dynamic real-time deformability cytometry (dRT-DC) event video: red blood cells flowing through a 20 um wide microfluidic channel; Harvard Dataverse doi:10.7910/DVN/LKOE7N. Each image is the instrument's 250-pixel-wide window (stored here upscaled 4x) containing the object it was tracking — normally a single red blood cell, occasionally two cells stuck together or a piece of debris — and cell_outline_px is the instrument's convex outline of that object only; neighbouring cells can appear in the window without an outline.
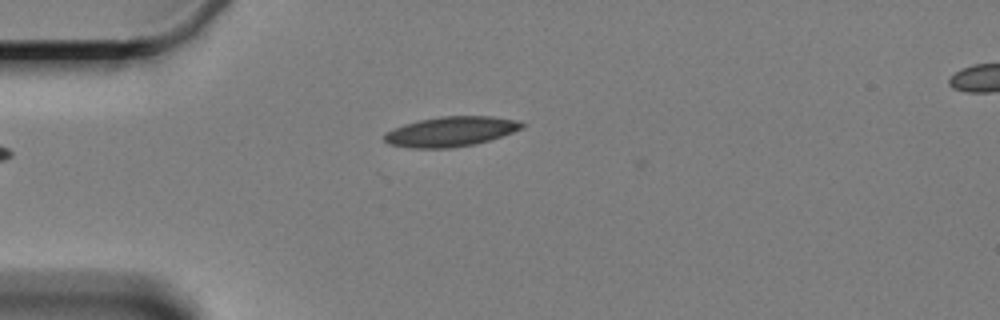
{"species": "Egyptian fruit bat (a non-hibernating species)", "species_latin": "Rousettus aegyptiacus", "temperature_condition": "cold", "stored_images_in_passage": 2, "camera_frame_rate_fps": 3000, "um_per_image_px": 0.085, "animal": {"sex": "female"}, "frame": {"image": 1, "passage_image": 1, "time_ms": 0.0, "image_size_px": [1000, 320], "cell_outline_px": [[524, 128], [476, 144], [452, 148], [408, 148], [388, 144], [384, 140], [384, 132], [404, 124], [420, 120], [440, 116], [492, 116], [520, 120], [524, 124]], "centroid_in_image_um": [38.31, 11.18], "position_along_channel_um": 46.7, "area_um2": 24.1}}